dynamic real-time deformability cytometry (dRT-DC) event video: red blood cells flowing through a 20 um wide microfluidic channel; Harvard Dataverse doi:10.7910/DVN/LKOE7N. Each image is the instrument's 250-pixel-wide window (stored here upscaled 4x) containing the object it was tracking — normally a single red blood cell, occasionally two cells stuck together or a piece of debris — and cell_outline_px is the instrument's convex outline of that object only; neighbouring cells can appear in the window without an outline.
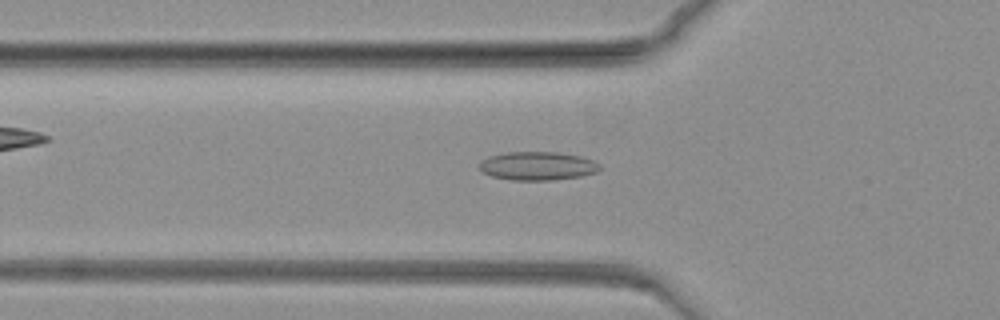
{"species": "common noctule bat (a hibernating species)", "species_latin": "Nyctalus noctula", "temperature_condition": "warm", "stored_images_in_passage": 72, "camera_frame_rate_fps": 3000, "um_per_image_px": 0.085, "animal": {"sex": "female", "body_mass_g": 19.3, "forearm_length_mm": 54.1}, "frame": {"image": 1, "passage_image": 23, "time_ms": 7.333, "image_size_px": [1000, 320], "cell_outline_px": [[600, 168], [596, 172], [580, 176], [552, 180], [508, 180], [492, 176], [484, 172], [480, 168], [480, 160], [488, 156], [508, 152], [556, 152], [580, 156], [592, 160], [600, 164]], "centroid_in_image_um": [45.67, 14.1], "position_along_channel_um": 80.1, "area_um2": 19.94}}
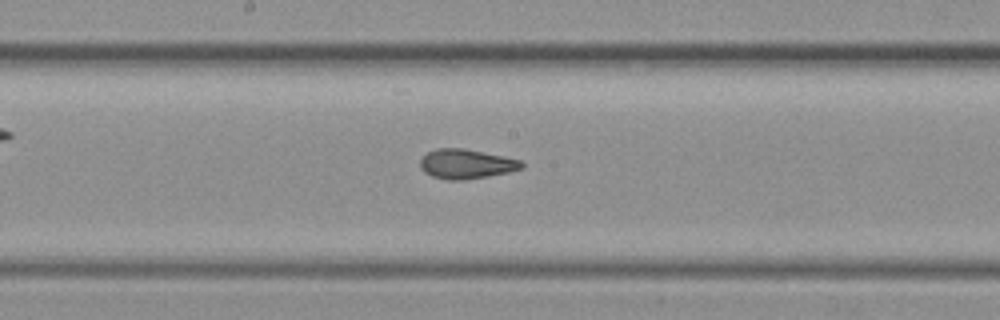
{"frame": {"image": 2, "passage_image": 38, "time_ms": 12.333, "image_size_px": [1000, 320], "cell_outline_px": [[524, 168], [508, 172], [488, 176], [464, 180], [448, 180], [432, 176], [424, 172], [420, 168], [420, 160], [428, 152], [436, 148], [464, 148], [524, 160]], "centroid_in_image_um": [39.66, 13.93], "position_along_channel_um": 208.5, "area_um2": 17.63}}
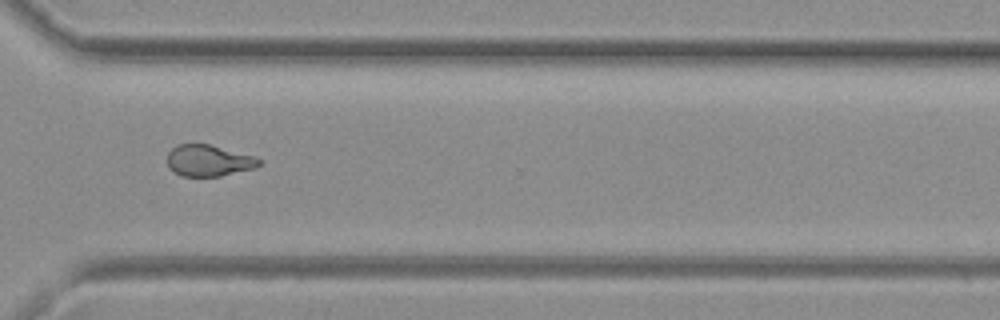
{"frame": {"image": 3, "passage_image": 55, "time_ms": 18.0, "image_size_px": [1000, 320], "cell_outline_px": [[260, 164], [256, 168], [220, 176], [180, 176], [168, 164], [168, 152], [176, 144], [208, 144], [256, 156], [260, 160]], "centroid_in_image_um": [17.76, 13.64], "position_along_channel_um": 352.8, "area_um2": 16.7}}